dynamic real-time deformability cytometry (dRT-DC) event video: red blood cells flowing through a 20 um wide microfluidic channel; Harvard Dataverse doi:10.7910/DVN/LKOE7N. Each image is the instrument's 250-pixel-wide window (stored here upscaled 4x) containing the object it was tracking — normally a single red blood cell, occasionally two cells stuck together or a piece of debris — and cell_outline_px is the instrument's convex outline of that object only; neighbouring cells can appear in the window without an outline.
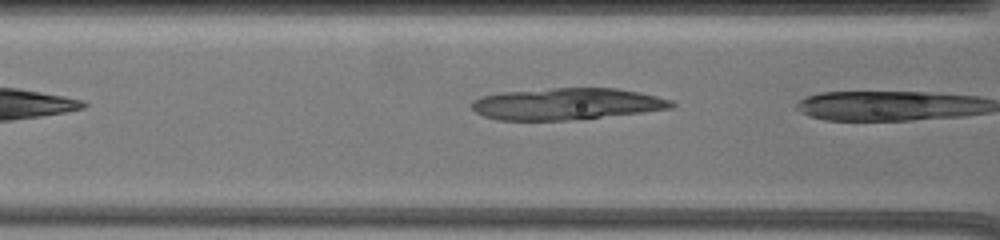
{"species": "common noctule bat (a hibernating species)", "species_latin": "Nyctalus noctula", "temperature_condition": "warm", "stored_images_in_passage": 11, "camera_frame_rate_fps": 3000, "um_per_image_px": 0.085, "animal": {"sex": "female", "body_mass_g": 19.5, "forearm_length_mm": 54.1}, "frame": {"image": 1, "passage_image": 10, "time_ms": 3.0, "image_size_px": [1000, 240], "cell_outline_px": [[676, 104], [672, 108], [644, 112], [568, 120], [496, 120], [484, 116], [476, 112], [472, 108], [472, 100], [480, 96], [504, 92], [552, 88], [616, 88], [640, 92], [672, 100]], "centroid_in_image_um": [48.17, 8.83], "position_along_channel_um": 118.4, "area_um2": 36.82}}